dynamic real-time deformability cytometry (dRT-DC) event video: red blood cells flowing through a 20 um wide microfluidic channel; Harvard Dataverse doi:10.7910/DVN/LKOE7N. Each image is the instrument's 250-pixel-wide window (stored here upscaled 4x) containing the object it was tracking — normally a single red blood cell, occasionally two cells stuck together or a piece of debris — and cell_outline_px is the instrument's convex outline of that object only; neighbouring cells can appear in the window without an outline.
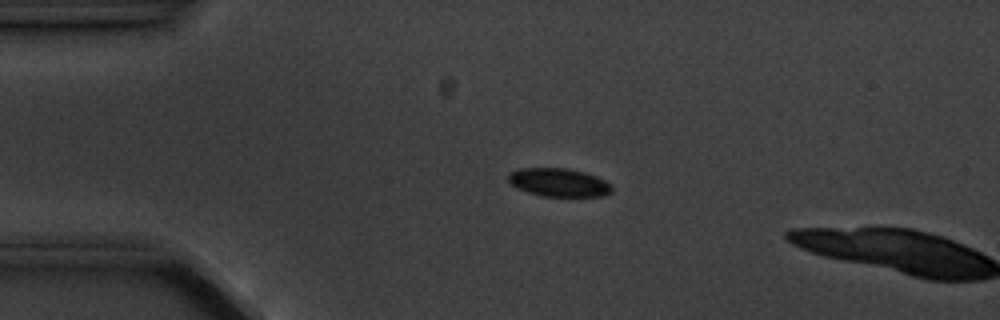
{"species": "common noctule bat (a hibernating species)", "species_latin": "Nyctalus noctula", "temperature_condition": "cold", "stored_images_in_passage": 5, "camera_frame_rate_fps": 3000, "um_per_image_px": 0.085, "animal": {"sex": "male", "body_mass_g": 20.1, "forearm_length_mm": 53.5}, "frame": {"image": 1, "passage_image": 4, "time_ms": 3.667, "image_size_px": [1000, 320], "cell_outline_px": [[612, 192], [604, 196], [544, 196], [528, 192], [516, 188], [508, 180], [508, 172], [520, 168], [568, 168], [584, 172], [596, 176], [612, 184]], "centroid_in_image_um": [47.5, 15.5], "position_along_channel_um": 37.5, "area_um2": 17.17}}